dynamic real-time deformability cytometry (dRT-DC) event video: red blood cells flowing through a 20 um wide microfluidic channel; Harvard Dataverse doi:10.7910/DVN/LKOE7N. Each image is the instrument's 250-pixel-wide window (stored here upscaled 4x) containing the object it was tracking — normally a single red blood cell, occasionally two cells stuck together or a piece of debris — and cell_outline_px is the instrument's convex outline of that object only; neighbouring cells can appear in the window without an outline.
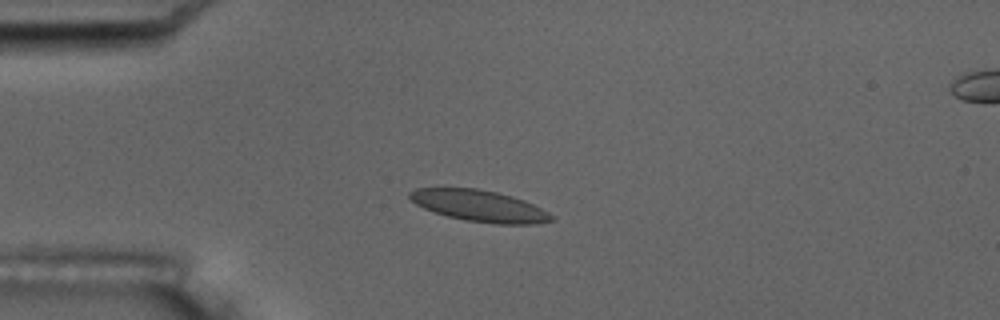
{"species": "common noctule bat (a hibernating species)", "species_latin": "Nyctalus noctula", "temperature_condition": "room temperature", "stored_images_in_passage": 8, "camera_frame_rate_fps": 3000, "um_per_image_px": 0.085, "animal": {"sex": "male", "body_mass_g": 17.5, "forearm_length_mm": 52.3}, "frame": {"image": 1, "passage_image": 5, "time_ms": 4.667, "image_size_px": [1000, 320], "cell_outline_px": [[556, 220], [536, 224], [496, 224], [464, 220], [432, 212], [416, 204], [408, 196], [408, 192], [416, 188], [476, 188], [496, 192], [512, 196], [524, 200], [548, 212]], "centroid_in_image_um": [40.74, 17.5], "position_along_channel_um": 44.3, "area_um2": 25.95}}